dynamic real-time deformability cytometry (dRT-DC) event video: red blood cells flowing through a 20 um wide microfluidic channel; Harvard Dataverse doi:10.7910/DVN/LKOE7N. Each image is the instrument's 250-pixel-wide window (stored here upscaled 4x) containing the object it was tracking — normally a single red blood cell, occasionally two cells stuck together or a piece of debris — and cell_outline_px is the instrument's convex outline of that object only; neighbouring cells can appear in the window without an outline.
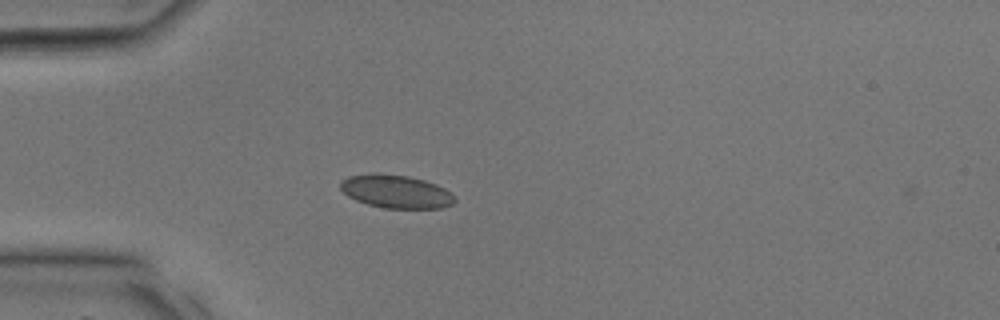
{"species": "common noctule bat (a hibernating species)", "species_latin": "Nyctalus noctula", "temperature_condition": "room temperature", "stored_images_in_passage": 26, "camera_frame_rate_fps": 3000, "um_per_image_px": 0.085, "animal": {"sex": "male", "body_mass_g": 17.9, "forearm_length_mm": 54.2}, "frame": {"image": 1, "passage_image": 1, "time_ms": 0.0, "image_size_px": [1000, 320], "cell_outline_px": [[456, 200], [452, 204], [440, 208], [384, 208], [368, 204], [356, 200], [348, 196], [340, 188], [340, 180], [348, 176], [372, 172], [376, 172], [408, 176], [424, 180], [436, 184], [452, 192]], "centroid_in_image_um": [33.64, 16.26], "position_along_channel_um": 51.4, "area_um2": 22.31}}
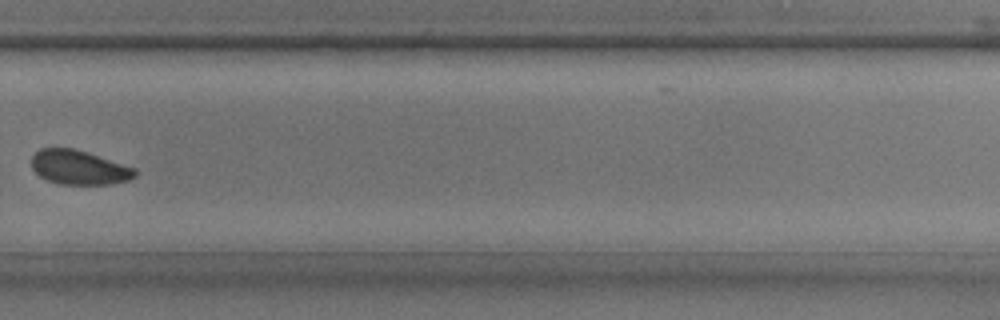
{"frame": {"image": 2, "passage_image": 16, "time_ms": 5.0, "image_size_px": [1000, 320], "cell_outline_px": [[136, 176], [128, 180], [112, 184], [56, 184], [40, 176], [32, 168], [32, 156], [40, 148], [72, 148], [88, 152], [136, 168]], "centroid_in_image_um": [6.72, 14.23], "position_along_channel_um": 323.1, "area_um2": 20.69}}
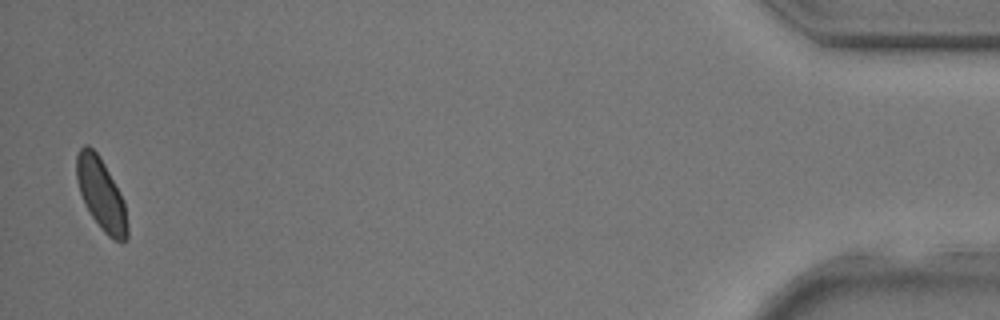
{"frame": {"image": 3, "passage_image": 26, "time_ms": 8.333, "image_size_px": [1000, 320], "cell_outline_px": [[128, 236], [124, 244], [120, 244], [108, 236], [100, 228], [84, 204], [76, 180], [76, 156], [80, 148], [84, 144], [88, 144], [100, 156], [120, 192], [124, 200], [128, 224]], "centroid_in_image_um": [8.61, 16.53], "position_along_channel_um": 426.6, "area_um2": 21.56}}